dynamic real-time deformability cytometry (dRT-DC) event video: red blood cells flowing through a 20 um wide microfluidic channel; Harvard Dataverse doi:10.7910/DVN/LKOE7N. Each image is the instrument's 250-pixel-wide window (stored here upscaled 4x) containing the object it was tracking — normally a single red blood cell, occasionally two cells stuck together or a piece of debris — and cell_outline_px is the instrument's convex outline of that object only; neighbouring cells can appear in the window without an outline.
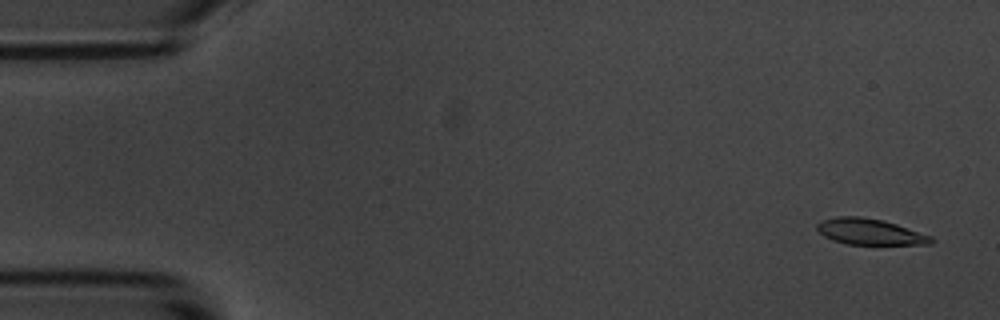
{"species": "common noctule bat (a hibernating species)", "species_latin": "Nyctalus noctula", "temperature_condition": "room temperature", "stored_images_in_passage": 4, "camera_frame_rate_fps": 3000, "um_per_image_px": 0.085, "animal": {"sex": "male", "body_mass_g": 20.1, "forearm_length_mm": 53.5}, "frame": {"image": 1, "passage_image": 1, "time_ms": 0.0, "image_size_px": [1000, 320], "cell_outline_px": [[936, 240], [932, 244], [848, 244], [832, 240], [824, 236], [816, 228], [816, 224], [820, 220], [836, 216], [860, 216], [884, 220], [932, 236]], "centroid_in_image_um": [73.93, 19.69], "position_along_channel_um": 11.1, "area_um2": 17.4}}
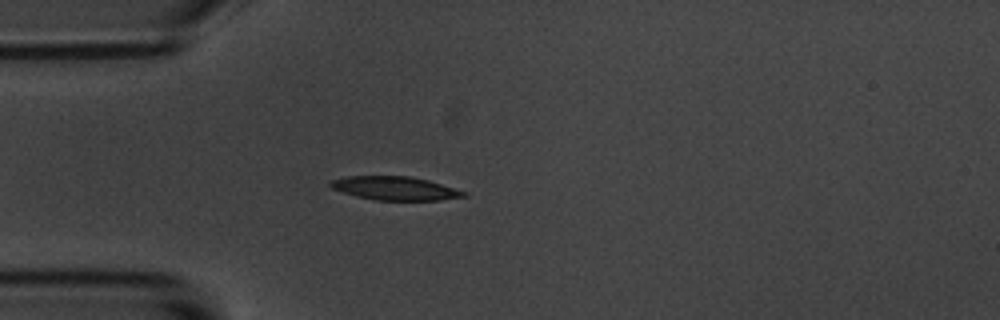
{"frame": {"image": 2, "passage_image": 4, "time_ms": 4.333, "image_size_px": [1000, 320], "cell_outline_px": [[468, 196], [440, 200], [372, 200], [356, 196], [332, 188], [328, 184], [332, 180], [348, 176], [408, 176], [428, 180], [468, 192]], "centroid_in_image_um": [33.61, 16.01], "position_along_channel_um": 51.4, "area_um2": 18.26}}